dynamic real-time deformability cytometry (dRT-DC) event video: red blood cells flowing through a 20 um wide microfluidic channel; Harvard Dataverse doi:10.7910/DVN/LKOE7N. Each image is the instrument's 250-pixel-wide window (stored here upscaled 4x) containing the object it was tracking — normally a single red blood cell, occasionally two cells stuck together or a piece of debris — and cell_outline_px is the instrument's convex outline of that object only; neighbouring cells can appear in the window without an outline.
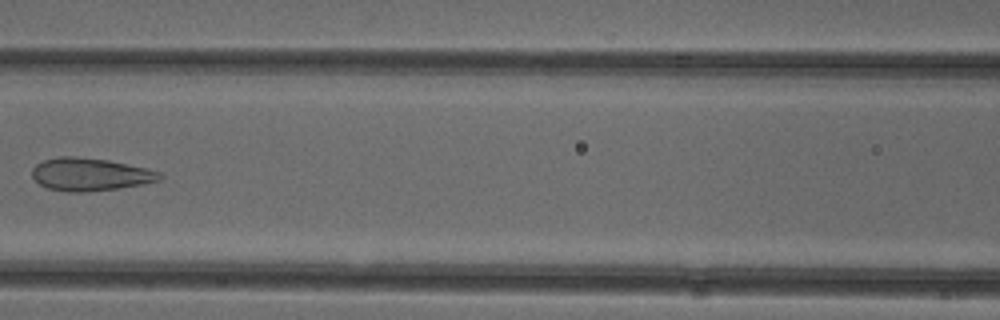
{"species": "common noctule bat (a hibernating species)", "species_latin": "Nyctalus noctula", "temperature_condition": "cold", "stored_images_in_passage": 7, "camera_frame_rate_fps": 3000, "um_per_image_px": 0.085, "animal": {"sex": "female"}, "frame": {"image": 1, "passage_image": 6, "time_ms": 1.667, "image_size_px": [1000, 320], "cell_outline_px": [[164, 176], [160, 180], [140, 184], [116, 188], [84, 192], [68, 192], [48, 188], [40, 184], [32, 176], [32, 168], [36, 164], [44, 160], [56, 156], [72, 156], [108, 160], [144, 168], [160, 172]], "centroid_in_image_um": [7.62, 14.81], "position_along_channel_um": 159.0, "area_um2": 24.1}}
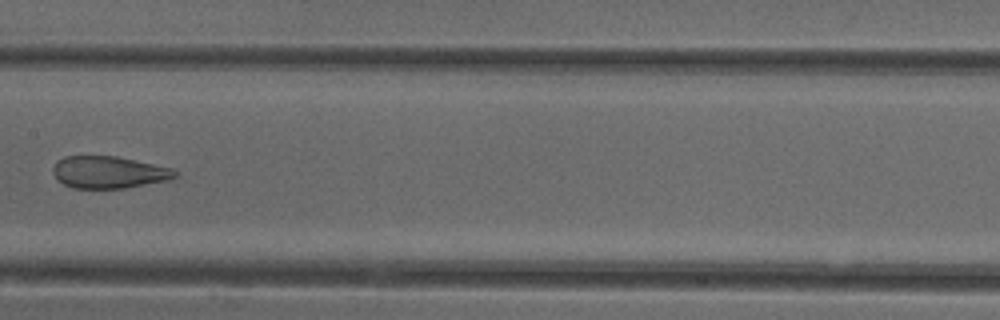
{"frame": {"image": 2, "passage_image": 7, "time_ms": 2.0, "image_size_px": [1000, 320], "cell_outline_px": [[180, 176], [168, 180], [124, 188], [72, 188], [64, 184], [52, 172], [52, 168], [64, 156], [116, 156], [172, 168], [180, 172]], "centroid_in_image_um": [9.3, 14.64], "position_along_channel_um": 198.1, "area_um2": 22.72}}